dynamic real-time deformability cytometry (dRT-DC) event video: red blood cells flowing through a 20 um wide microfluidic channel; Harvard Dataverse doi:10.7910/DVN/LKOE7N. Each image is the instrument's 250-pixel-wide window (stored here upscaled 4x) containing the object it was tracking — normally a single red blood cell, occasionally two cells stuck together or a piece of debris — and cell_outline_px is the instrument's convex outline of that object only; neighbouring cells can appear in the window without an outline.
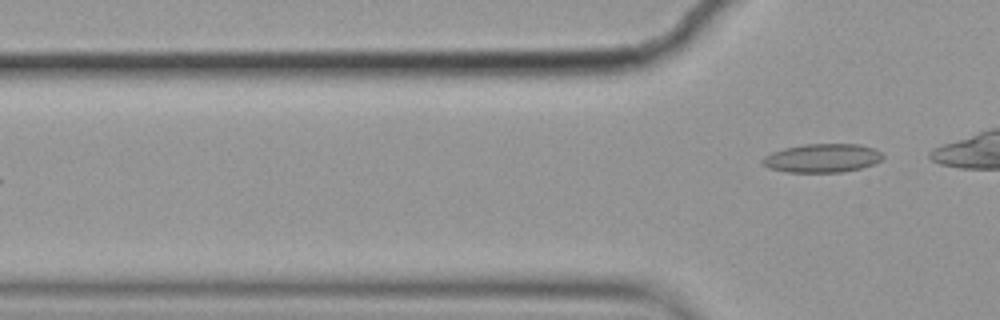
{"species": "common noctule bat (a hibernating species)", "species_latin": "Nyctalus noctula", "temperature_condition": "cold", "stored_images_in_passage": 6, "camera_frame_rate_fps": 3000, "um_per_image_px": 0.085, "animal": {"sex": "female", "body_mass_g": 19.9}, "frame": {"image": 1, "passage_image": 6, "time_ms": 1.667, "image_size_px": [1000, 320], "cell_outline_px": [[884, 156], [880, 160], [872, 164], [860, 168], [840, 172], [788, 172], [768, 168], [760, 164], [760, 160], [764, 156], [772, 152], [784, 148], [804, 144], [860, 144], [876, 148]], "centroid_in_image_um": [69.85, 13.43], "position_along_channel_um": 55.9, "area_um2": 20.17}}